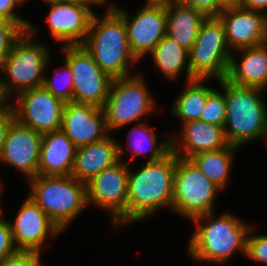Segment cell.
Wrapping results in <instances>:
<instances>
[{"mask_svg": "<svg viewBox=\"0 0 267 266\" xmlns=\"http://www.w3.org/2000/svg\"><path fill=\"white\" fill-rule=\"evenodd\" d=\"M150 55L154 64L168 79H176L186 64L187 81L195 79L189 69V50L179 45L171 37L165 35Z\"/></svg>", "mask_w": 267, "mask_h": 266, "instance_id": "obj_24", "label": "cell"}, {"mask_svg": "<svg viewBox=\"0 0 267 266\" xmlns=\"http://www.w3.org/2000/svg\"><path fill=\"white\" fill-rule=\"evenodd\" d=\"M128 162L119 160L113 166L105 168L87 184L88 204L109 209L115 226L126 224V207L128 196Z\"/></svg>", "mask_w": 267, "mask_h": 266, "instance_id": "obj_11", "label": "cell"}, {"mask_svg": "<svg viewBox=\"0 0 267 266\" xmlns=\"http://www.w3.org/2000/svg\"><path fill=\"white\" fill-rule=\"evenodd\" d=\"M17 106L12 105L15 119L36 132L45 134L61 128L65 102L43 86L17 95Z\"/></svg>", "mask_w": 267, "mask_h": 266, "instance_id": "obj_13", "label": "cell"}, {"mask_svg": "<svg viewBox=\"0 0 267 266\" xmlns=\"http://www.w3.org/2000/svg\"><path fill=\"white\" fill-rule=\"evenodd\" d=\"M218 81L224 87V93L222 94L214 89L208 95L200 120L224 128L226 117L225 79Z\"/></svg>", "mask_w": 267, "mask_h": 266, "instance_id": "obj_28", "label": "cell"}, {"mask_svg": "<svg viewBox=\"0 0 267 266\" xmlns=\"http://www.w3.org/2000/svg\"><path fill=\"white\" fill-rule=\"evenodd\" d=\"M77 147L61 130L42 134L39 175L70 176Z\"/></svg>", "mask_w": 267, "mask_h": 266, "instance_id": "obj_21", "label": "cell"}, {"mask_svg": "<svg viewBox=\"0 0 267 266\" xmlns=\"http://www.w3.org/2000/svg\"><path fill=\"white\" fill-rule=\"evenodd\" d=\"M64 67L65 68H63V72L60 74L61 76H58L61 77L60 81L62 85L56 84L54 79H56L57 75L59 74L56 73V76L54 75V78H52V80L44 76L43 87L55 97H58L65 103H67L72 102L73 80L70 68L66 61Z\"/></svg>", "mask_w": 267, "mask_h": 266, "instance_id": "obj_29", "label": "cell"}, {"mask_svg": "<svg viewBox=\"0 0 267 266\" xmlns=\"http://www.w3.org/2000/svg\"><path fill=\"white\" fill-rule=\"evenodd\" d=\"M238 63L233 54L226 80L240 87L263 89L267 86V42L250 48H242Z\"/></svg>", "mask_w": 267, "mask_h": 266, "instance_id": "obj_22", "label": "cell"}, {"mask_svg": "<svg viewBox=\"0 0 267 266\" xmlns=\"http://www.w3.org/2000/svg\"><path fill=\"white\" fill-rule=\"evenodd\" d=\"M240 6L248 10L263 13L262 11L267 9V0H242Z\"/></svg>", "mask_w": 267, "mask_h": 266, "instance_id": "obj_37", "label": "cell"}, {"mask_svg": "<svg viewBox=\"0 0 267 266\" xmlns=\"http://www.w3.org/2000/svg\"><path fill=\"white\" fill-rule=\"evenodd\" d=\"M188 0H169L168 2L186 3Z\"/></svg>", "mask_w": 267, "mask_h": 266, "instance_id": "obj_41", "label": "cell"}, {"mask_svg": "<svg viewBox=\"0 0 267 266\" xmlns=\"http://www.w3.org/2000/svg\"><path fill=\"white\" fill-rule=\"evenodd\" d=\"M128 133L130 138L128 140H133L127 146V149H131V153L134 156L144 155L147 152H150L147 162L159 161L171 152V139L167 138L163 143L156 146L157 140L154 130L144 125L143 122L136 125ZM132 134H135L132 136ZM130 140V141H131ZM147 146H146V145ZM130 145V146H129Z\"/></svg>", "mask_w": 267, "mask_h": 266, "instance_id": "obj_27", "label": "cell"}, {"mask_svg": "<svg viewBox=\"0 0 267 266\" xmlns=\"http://www.w3.org/2000/svg\"><path fill=\"white\" fill-rule=\"evenodd\" d=\"M60 129L77 148L108 136L104 109L93 104L67 102Z\"/></svg>", "mask_w": 267, "mask_h": 266, "instance_id": "obj_17", "label": "cell"}, {"mask_svg": "<svg viewBox=\"0 0 267 266\" xmlns=\"http://www.w3.org/2000/svg\"><path fill=\"white\" fill-rule=\"evenodd\" d=\"M99 4H102L103 2H105V0H96Z\"/></svg>", "mask_w": 267, "mask_h": 266, "instance_id": "obj_44", "label": "cell"}, {"mask_svg": "<svg viewBox=\"0 0 267 266\" xmlns=\"http://www.w3.org/2000/svg\"><path fill=\"white\" fill-rule=\"evenodd\" d=\"M220 190L190 159L177 157L171 209L193 220L213 212Z\"/></svg>", "mask_w": 267, "mask_h": 266, "instance_id": "obj_7", "label": "cell"}, {"mask_svg": "<svg viewBox=\"0 0 267 266\" xmlns=\"http://www.w3.org/2000/svg\"><path fill=\"white\" fill-rule=\"evenodd\" d=\"M23 32L24 30L12 20L5 18L0 23V68L9 57L13 43Z\"/></svg>", "mask_w": 267, "mask_h": 266, "instance_id": "obj_30", "label": "cell"}, {"mask_svg": "<svg viewBox=\"0 0 267 266\" xmlns=\"http://www.w3.org/2000/svg\"><path fill=\"white\" fill-rule=\"evenodd\" d=\"M177 156L171 151L159 161L147 162L136 173L129 171L126 223L139 221L159 208H172Z\"/></svg>", "mask_w": 267, "mask_h": 266, "instance_id": "obj_1", "label": "cell"}, {"mask_svg": "<svg viewBox=\"0 0 267 266\" xmlns=\"http://www.w3.org/2000/svg\"><path fill=\"white\" fill-rule=\"evenodd\" d=\"M14 120L15 112L12 105L0 101V159L2 158L8 129Z\"/></svg>", "mask_w": 267, "mask_h": 266, "instance_id": "obj_33", "label": "cell"}, {"mask_svg": "<svg viewBox=\"0 0 267 266\" xmlns=\"http://www.w3.org/2000/svg\"><path fill=\"white\" fill-rule=\"evenodd\" d=\"M50 4L46 16L52 37L64 45L83 44L87 38L94 12L91 4L45 1Z\"/></svg>", "mask_w": 267, "mask_h": 266, "instance_id": "obj_15", "label": "cell"}, {"mask_svg": "<svg viewBox=\"0 0 267 266\" xmlns=\"http://www.w3.org/2000/svg\"><path fill=\"white\" fill-rule=\"evenodd\" d=\"M154 108L152 96L140 74L113 79L103 107L108 131L130 124Z\"/></svg>", "mask_w": 267, "mask_h": 266, "instance_id": "obj_9", "label": "cell"}, {"mask_svg": "<svg viewBox=\"0 0 267 266\" xmlns=\"http://www.w3.org/2000/svg\"><path fill=\"white\" fill-rule=\"evenodd\" d=\"M24 2V0H0V15L16 22L24 31H27L30 23L14 13L15 7L22 5Z\"/></svg>", "mask_w": 267, "mask_h": 266, "instance_id": "obj_34", "label": "cell"}, {"mask_svg": "<svg viewBox=\"0 0 267 266\" xmlns=\"http://www.w3.org/2000/svg\"><path fill=\"white\" fill-rule=\"evenodd\" d=\"M42 134L16 119L10 125L0 161L25 173L28 179L37 175Z\"/></svg>", "mask_w": 267, "mask_h": 266, "instance_id": "obj_18", "label": "cell"}, {"mask_svg": "<svg viewBox=\"0 0 267 266\" xmlns=\"http://www.w3.org/2000/svg\"><path fill=\"white\" fill-rule=\"evenodd\" d=\"M58 1H62V2H75V3H80V4H98L99 3L96 0H58Z\"/></svg>", "mask_w": 267, "mask_h": 266, "instance_id": "obj_39", "label": "cell"}, {"mask_svg": "<svg viewBox=\"0 0 267 266\" xmlns=\"http://www.w3.org/2000/svg\"><path fill=\"white\" fill-rule=\"evenodd\" d=\"M183 127L179 145L171 138V151L179 158L190 159L196 154L220 150L230 145L221 126L193 120L183 123ZM180 149L184 151L183 154Z\"/></svg>", "mask_w": 267, "mask_h": 266, "instance_id": "obj_20", "label": "cell"}, {"mask_svg": "<svg viewBox=\"0 0 267 266\" xmlns=\"http://www.w3.org/2000/svg\"><path fill=\"white\" fill-rule=\"evenodd\" d=\"M17 252L12 240L10 224L4 221L0 214V262L14 256Z\"/></svg>", "mask_w": 267, "mask_h": 266, "instance_id": "obj_32", "label": "cell"}, {"mask_svg": "<svg viewBox=\"0 0 267 266\" xmlns=\"http://www.w3.org/2000/svg\"><path fill=\"white\" fill-rule=\"evenodd\" d=\"M40 255L32 252H17L14 256L4 259L0 266H30Z\"/></svg>", "mask_w": 267, "mask_h": 266, "instance_id": "obj_36", "label": "cell"}, {"mask_svg": "<svg viewBox=\"0 0 267 266\" xmlns=\"http://www.w3.org/2000/svg\"><path fill=\"white\" fill-rule=\"evenodd\" d=\"M83 45L99 67L113 79L129 76L128 64L138 61L128 44L124 18L111 6L101 20L93 15Z\"/></svg>", "mask_w": 267, "mask_h": 266, "instance_id": "obj_2", "label": "cell"}, {"mask_svg": "<svg viewBox=\"0 0 267 266\" xmlns=\"http://www.w3.org/2000/svg\"><path fill=\"white\" fill-rule=\"evenodd\" d=\"M185 4L201 11L207 17H217L224 9L219 0H188Z\"/></svg>", "mask_w": 267, "mask_h": 266, "instance_id": "obj_35", "label": "cell"}, {"mask_svg": "<svg viewBox=\"0 0 267 266\" xmlns=\"http://www.w3.org/2000/svg\"><path fill=\"white\" fill-rule=\"evenodd\" d=\"M207 16L185 3L166 2V35L190 50Z\"/></svg>", "mask_w": 267, "mask_h": 266, "instance_id": "obj_23", "label": "cell"}, {"mask_svg": "<svg viewBox=\"0 0 267 266\" xmlns=\"http://www.w3.org/2000/svg\"><path fill=\"white\" fill-rule=\"evenodd\" d=\"M30 266H42L40 258L38 257Z\"/></svg>", "mask_w": 267, "mask_h": 266, "instance_id": "obj_40", "label": "cell"}, {"mask_svg": "<svg viewBox=\"0 0 267 266\" xmlns=\"http://www.w3.org/2000/svg\"><path fill=\"white\" fill-rule=\"evenodd\" d=\"M34 30L35 27L30 23L27 31H24L13 43L9 57L1 66L8 76V83L0 77V101L2 102H7L13 93V88L20 94L43 86V74L48 66L49 52L44 45L32 42L31 35Z\"/></svg>", "mask_w": 267, "mask_h": 266, "instance_id": "obj_6", "label": "cell"}, {"mask_svg": "<svg viewBox=\"0 0 267 266\" xmlns=\"http://www.w3.org/2000/svg\"><path fill=\"white\" fill-rule=\"evenodd\" d=\"M212 216L210 212L192 220L197 229L189 240L188 253L196 260L215 264L225 263L237 250L246 254V237L251 226L228 213L214 219Z\"/></svg>", "mask_w": 267, "mask_h": 266, "instance_id": "obj_3", "label": "cell"}, {"mask_svg": "<svg viewBox=\"0 0 267 266\" xmlns=\"http://www.w3.org/2000/svg\"><path fill=\"white\" fill-rule=\"evenodd\" d=\"M264 89L240 87L225 79V136L230 145L241 147L266 137L267 108L260 92Z\"/></svg>", "mask_w": 267, "mask_h": 266, "instance_id": "obj_4", "label": "cell"}, {"mask_svg": "<svg viewBox=\"0 0 267 266\" xmlns=\"http://www.w3.org/2000/svg\"><path fill=\"white\" fill-rule=\"evenodd\" d=\"M219 2L224 8H227V7L240 6L242 0H219Z\"/></svg>", "mask_w": 267, "mask_h": 266, "instance_id": "obj_38", "label": "cell"}, {"mask_svg": "<svg viewBox=\"0 0 267 266\" xmlns=\"http://www.w3.org/2000/svg\"><path fill=\"white\" fill-rule=\"evenodd\" d=\"M5 18L2 16V15H0V23L4 20Z\"/></svg>", "mask_w": 267, "mask_h": 266, "instance_id": "obj_45", "label": "cell"}, {"mask_svg": "<svg viewBox=\"0 0 267 266\" xmlns=\"http://www.w3.org/2000/svg\"><path fill=\"white\" fill-rule=\"evenodd\" d=\"M113 138L106 136L100 141L76 149L71 176L87 183L105 168L113 166L124 155V149Z\"/></svg>", "mask_w": 267, "mask_h": 266, "instance_id": "obj_19", "label": "cell"}, {"mask_svg": "<svg viewBox=\"0 0 267 266\" xmlns=\"http://www.w3.org/2000/svg\"><path fill=\"white\" fill-rule=\"evenodd\" d=\"M123 18L127 28L128 44L132 54L139 61L150 54L166 35V2L148 1L131 20L119 7L111 5Z\"/></svg>", "mask_w": 267, "mask_h": 266, "instance_id": "obj_12", "label": "cell"}, {"mask_svg": "<svg viewBox=\"0 0 267 266\" xmlns=\"http://www.w3.org/2000/svg\"><path fill=\"white\" fill-rule=\"evenodd\" d=\"M227 45L225 29L218 17H207L197 39L189 50V69L194 78L226 79L232 53Z\"/></svg>", "mask_w": 267, "mask_h": 266, "instance_id": "obj_8", "label": "cell"}, {"mask_svg": "<svg viewBox=\"0 0 267 266\" xmlns=\"http://www.w3.org/2000/svg\"><path fill=\"white\" fill-rule=\"evenodd\" d=\"M205 80L195 78L187 81V87L175 102L172 112L182 123L200 120L208 95L214 90L203 85Z\"/></svg>", "mask_w": 267, "mask_h": 266, "instance_id": "obj_26", "label": "cell"}, {"mask_svg": "<svg viewBox=\"0 0 267 266\" xmlns=\"http://www.w3.org/2000/svg\"><path fill=\"white\" fill-rule=\"evenodd\" d=\"M12 240L18 252L40 250L48 234L55 237L62 232L49 216L29 196L23 202L14 223H10Z\"/></svg>", "mask_w": 267, "mask_h": 266, "instance_id": "obj_14", "label": "cell"}, {"mask_svg": "<svg viewBox=\"0 0 267 266\" xmlns=\"http://www.w3.org/2000/svg\"><path fill=\"white\" fill-rule=\"evenodd\" d=\"M1 183H2V182H1V180H0V194H1V188H3V187L1 186V185H2ZM0 197H1V196H0ZM0 200H1V198H0ZM2 211H3V210L1 209V205H0V214H2Z\"/></svg>", "mask_w": 267, "mask_h": 266, "instance_id": "obj_43", "label": "cell"}, {"mask_svg": "<svg viewBox=\"0 0 267 266\" xmlns=\"http://www.w3.org/2000/svg\"><path fill=\"white\" fill-rule=\"evenodd\" d=\"M225 29L229 49L236 51L267 42V15L241 6L224 8L217 16Z\"/></svg>", "mask_w": 267, "mask_h": 266, "instance_id": "obj_16", "label": "cell"}, {"mask_svg": "<svg viewBox=\"0 0 267 266\" xmlns=\"http://www.w3.org/2000/svg\"><path fill=\"white\" fill-rule=\"evenodd\" d=\"M147 1H152V2H168L169 0H147Z\"/></svg>", "mask_w": 267, "mask_h": 266, "instance_id": "obj_42", "label": "cell"}, {"mask_svg": "<svg viewBox=\"0 0 267 266\" xmlns=\"http://www.w3.org/2000/svg\"><path fill=\"white\" fill-rule=\"evenodd\" d=\"M252 227L249 228L246 237V254L250 259L267 264V235H251Z\"/></svg>", "mask_w": 267, "mask_h": 266, "instance_id": "obj_31", "label": "cell"}, {"mask_svg": "<svg viewBox=\"0 0 267 266\" xmlns=\"http://www.w3.org/2000/svg\"><path fill=\"white\" fill-rule=\"evenodd\" d=\"M238 148L237 146L229 145L220 150L196 154L190 160L209 180L220 189H224L231 172L234 151Z\"/></svg>", "mask_w": 267, "mask_h": 266, "instance_id": "obj_25", "label": "cell"}, {"mask_svg": "<svg viewBox=\"0 0 267 266\" xmlns=\"http://www.w3.org/2000/svg\"><path fill=\"white\" fill-rule=\"evenodd\" d=\"M30 198L64 230L88 205L87 184L70 176L39 175L29 179Z\"/></svg>", "mask_w": 267, "mask_h": 266, "instance_id": "obj_5", "label": "cell"}, {"mask_svg": "<svg viewBox=\"0 0 267 266\" xmlns=\"http://www.w3.org/2000/svg\"><path fill=\"white\" fill-rule=\"evenodd\" d=\"M62 50L72 74V102L103 108L113 78L99 67L83 44L64 45Z\"/></svg>", "mask_w": 267, "mask_h": 266, "instance_id": "obj_10", "label": "cell"}]
</instances>
